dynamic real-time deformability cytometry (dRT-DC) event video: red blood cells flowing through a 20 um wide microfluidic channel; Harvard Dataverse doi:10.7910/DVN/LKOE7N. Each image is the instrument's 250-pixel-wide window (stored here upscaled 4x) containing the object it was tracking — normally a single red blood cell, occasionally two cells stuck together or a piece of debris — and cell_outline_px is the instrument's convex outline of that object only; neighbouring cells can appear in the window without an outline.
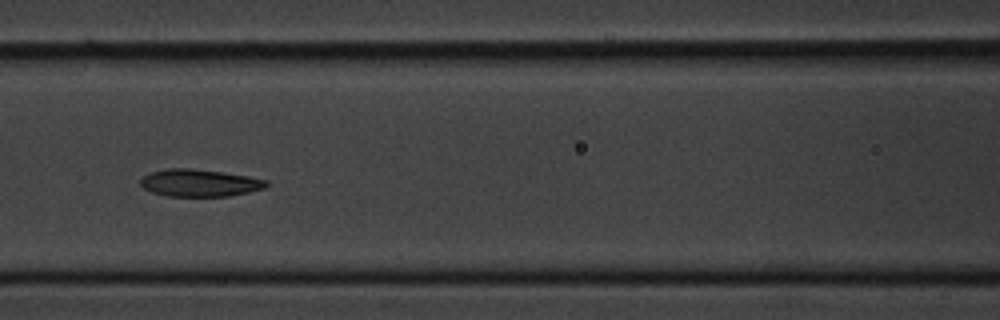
{"species": "common noctule bat (a hibernating species)", "species_latin": "Nyctalus noctula", "temperature_condition": "cold", "stored_images_in_passage": 6, "camera_frame_rate_fps": 3000, "um_per_image_px": 0.085, "animal": {"sex": "male", "body_mass_g": 20.1, "forearm_length_mm": 53.5}, "frame": {"image": 1, "passage_image": 6, "time_ms": 6.0, "image_size_px": [1000, 320], "cell_outline_px": [[268, 184], [264, 188], [248, 192], [228, 196], [168, 196], [152, 192], [144, 188], [140, 184], [140, 180], [144, 176], [152, 172], [164, 168], [192, 168], [224, 172], [248, 176], [268, 180]], "centroid_in_image_um": [16.96, 15.54], "position_along_channel_um": 149.6, "area_um2": 20.0}}